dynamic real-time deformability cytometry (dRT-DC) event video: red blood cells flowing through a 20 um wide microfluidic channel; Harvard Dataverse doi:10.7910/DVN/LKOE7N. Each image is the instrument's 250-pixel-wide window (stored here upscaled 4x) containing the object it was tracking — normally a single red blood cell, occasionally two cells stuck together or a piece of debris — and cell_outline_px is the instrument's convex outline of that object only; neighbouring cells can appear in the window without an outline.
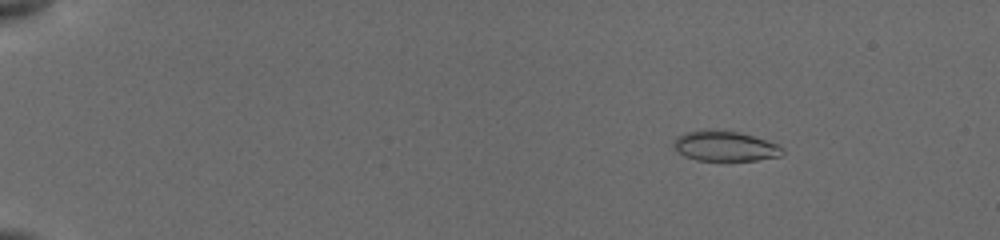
{"species": "common noctule bat (a hibernating species)", "species_latin": "Nyctalus noctula", "temperature_condition": "cold", "stored_images_in_passage": 20, "camera_frame_rate_fps": 3000, "um_per_image_px": 0.085, "animal": {"sex": "female", "body_mass_g": 19.5, "forearm_length_mm": 54.1}, "frame": {"image": 1, "passage_image": 6, "time_ms": 2.333, "image_size_px": [1000, 240], "cell_outline_px": [[784, 152], [780, 156], [756, 160], [696, 160], [684, 156], [676, 148], [676, 136], [688, 132], [704, 128], [716, 128], [736, 132], [752, 136], [776, 144], [784, 148]], "centroid_in_image_um": [61.62, 12.4], "position_along_channel_um": 23.4, "area_um2": 18.96}}
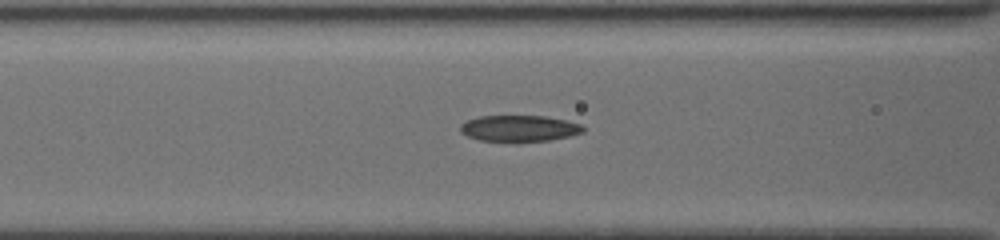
{"frame": {"image": 2, "passage_image": 17, "time_ms": 8.0, "image_size_px": [1000, 240], "cell_outline_px": [[584, 132], [572, 136], [548, 140], [516, 144], [480, 140], [468, 136], [460, 132], [460, 124], [468, 120], [480, 116], [544, 116], [564, 120], [580, 124], [584, 128]], "centroid_in_image_um": [44.12, 10.95], "position_along_channel_um": 122.5, "area_um2": 19.31}}
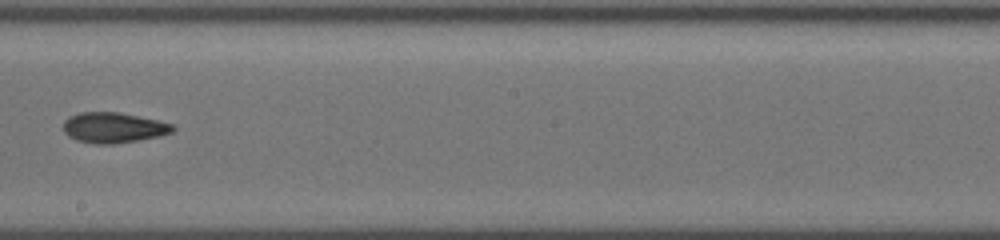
{"frame": {"image": 3, "passage_image": 20, "time_ms": 11.0, "image_size_px": [1000, 240], "cell_outline_px": [[176, 128], [172, 132], [160, 136], [140, 140], [112, 144], [96, 144], [76, 140], [68, 136], [64, 132], [64, 120], [80, 112], [116, 112], [156, 120], [172, 124]], "centroid_in_image_um": [9.64, 10.86], "position_along_channel_um": 238.6, "area_um2": 19.25}}